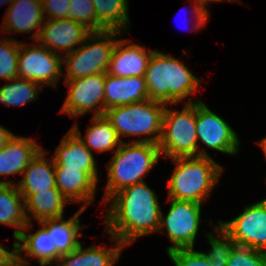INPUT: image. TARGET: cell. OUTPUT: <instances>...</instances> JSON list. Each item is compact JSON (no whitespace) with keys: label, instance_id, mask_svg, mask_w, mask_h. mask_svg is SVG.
Returning <instances> with one entry per match:
<instances>
[{"label":"cell","instance_id":"cb8c5ba5","mask_svg":"<svg viewBox=\"0 0 266 266\" xmlns=\"http://www.w3.org/2000/svg\"><path fill=\"white\" fill-rule=\"evenodd\" d=\"M17 251L19 255L25 251L27 258H37L40 266H52V262L56 263L62 256L53 245L52 235L43 226L33 234L22 231L17 237Z\"/></svg>","mask_w":266,"mask_h":266},{"label":"cell","instance_id":"7c38bea8","mask_svg":"<svg viewBox=\"0 0 266 266\" xmlns=\"http://www.w3.org/2000/svg\"><path fill=\"white\" fill-rule=\"evenodd\" d=\"M196 130L197 139L209 149L229 155L238 154L240 142L237 133L203 101L196 102Z\"/></svg>","mask_w":266,"mask_h":266},{"label":"cell","instance_id":"d590c367","mask_svg":"<svg viewBox=\"0 0 266 266\" xmlns=\"http://www.w3.org/2000/svg\"><path fill=\"white\" fill-rule=\"evenodd\" d=\"M17 253V242L13 243L11 252L0 244V265L7 264Z\"/></svg>","mask_w":266,"mask_h":266},{"label":"cell","instance_id":"836d02e7","mask_svg":"<svg viewBox=\"0 0 266 266\" xmlns=\"http://www.w3.org/2000/svg\"><path fill=\"white\" fill-rule=\"evenodd\" d=\"M41 2L45 20L67 19V12L70 8V0H41Z\"/></svg>","mask_w":266,"mask_h":266},{"label":"cell","instance_id":"ba28073f","mask_svg":"<svg viewBox=\"0 0 266 266\" xmlns=\"http://www.w3.org/2000/svg\"><path fill=\"white\" fill-rule=\"evenodd\" d=\"M170 200V208L165 216L161 212L158 232L166 231L174 245H169L166 252L178 248H194V243L201 221V205L193 201ZM165 229V230H164Z\"/></svg>","mask_w":266,"mask_h":266},{"label":"cell","instance_id":"f546056e","mask_svg":"<svg viewBox=\"0 0 266 266\" xmlns=\"http://www.w3.org/2000/svg\"><path fill=\"white\" fill-rule=\"evenodd\" d=\"M19 41L14 38L0 40V78L10 80L18 77Z\"/></svg>","mask_w":266,"mask_h":266},{"label":"cell","instance_id":"2e32d148","mask_svg":"<svg viewBox=\"0 0 266 266\" xmlns=\"http://www.w3.org/2000/svg\"><path fill=\"white\" fill-rule=\"evenodd\" d=\"M55 169H79L99 180L94 154L70 129L52 156Z\"/></svg>","mask_w":266,"mask_h":266},{"label":"cell","instance_id":"5b68a950","mask_svg":"<svg viewBox=\"0 0 266 266\" xmlns=\"http://www.w3.org/2000/svg\"><path fill=\"white\" fill-rule=\"evenodd\" d=\"M185 101L181 111L165 107L161 137L158 142L163 158L209 156L199 149L196 133V102Z\"/></svg>","mask_w":266,"mask_h":266},{"label":"cell","instance_id":"603a6c76","mask_svg":"<svg viewBox=\"0 0 266 266\" xmlns=\"http://www.w3.org/2000/svg\"><path fill=\"white\" fill-rule=\"evenodd\" d=\"M116 245L106 249L103 246L83 248L82 243L74 250L62 255L55 263L56 266H114L125 248L116 238Z\"/></svg>","mask_w":266,"mask_h":266},{"label":"cell","instance_id":"9c48e42d","mask_svg":"<svg viewBox=\"0 0 266 266\" xmlns=\"http://www.w3.org/2000/svg\"><path fill=\"white\" fill-rule=\"evenodd\" d=\"M42 45H25L19 41L18 77L41 86L56 87L63 76L62 57Z\"/></svg>","mask_w":266,"mask_h":266},{"label":"cell","instance_id":"3957f363","mask_svg":"<svg viewBox=\"0 0 266 266\" xmlns=\"http://www.w3.org/2000/svg\"><path fill=\"white\" fill-rule=\"evenodd\" d=\"M171 160L175 168L167 181L168 198L202 204L218 183L223 167L210 156Z\"/></svg>","mask_w":266,"mask_h":266},{"label":"cell","instance_id":"d6a6232c","mask_svg":"<svg viewBox=\"0 0 266 266\" xmlns=\"http://www.w3.org/2000/svg\"><path fill=\"white\" fill-rule=\"evenodd\" d=\"M174 266H216L202 251L194 248H178L167 253Z\"/></svg>","mask_w":266,"mask_h":266},{"label":"cell","instance_id":"8d00e7d4","mask_svg":"<svg viewBox=\"0 0 266 266\" xmlns=\"http://www.w3.org/2000/svg\"><path fill=\"white\" fill-rule=\"evenodd\" d=\"M15 134L11 133L5 127L0 125V150L13 138Z\"/></svg>","mask_w":266,"mask_h":266},{"label":"cell","instance_id":"ac0fdd59","mask_svg":"<svg viewBox=\"0 0 266 266\" xmlns=\"http://www.w3.org/2000/svg\"><path fill=\"white\" fill-rule=\"evenodd\" d=\"M56 188L68 202H83L80 208H87L94 201L97 182L79 169H55Z\"/></svg>","mask_w":266,"mask_h":266},{"label":"cell","instance_id":"ffe728a7","mask_svg":"<svg viewBox=\"0 0 266 266\" xmlns=\"http://www.w3.org/2000/svg\"><path fill=\"white\" fill-rule=\"evenodd\" d=\"M33 138L14 135L0 150V177L23 174L31 160L42 149Z\"/></svg>","mask_w":266,"mask_h":266},{"label":"cell","instance_id":"44dd1931","mask_svg":"<svg viewBox=\"0 0 266 266\" xmlns=\"http://www.w3.org/2000/svg\"><path fill=\"white\" fill-rule=\"evenodd\" d=\"M48 151L41 149L23 172V178L16 183L20 194H33L56 188L55 167L53 159L47 160Z\"/></svg>","mask_w":266,"mask_h":266},{"label":"cell","instance_id":"1f68e13d","mask_svg":"<svg viewBox=\"0 0 266 266\" xmlns=\"http://www.w3.org/2000/svg\"><path fill=\"white\" fill-rule=\"evenodd\" d=\"M227 266H266V252L235 245L230 253Z\"/></svg>","mask_w":266,"mask_h":266},{"label":"cell","instance_id":"e575fe53","mask_svg":"<svg viewBox=\"0 0 266 266\" xmlns=\"http://www.w3.org/2000/svg\"><path fill=\"white\" fill-rule=\"evenodd\" d=\"M191 4L193 3V11L191 12L193 17L196 19V24L192 25V29H195L196 32L201 29L207 23V18L209 17L208 9L206 8L207 2H221V1H231L239 2V0H190Z\"/></svg>","mask_w":266,"mask_h":266},{"label":"cell","instance_id":"4fadbf2b","mask_svg":"<svg viewBox=\"0 0 266 266\" xmlns=\"http://www.w3.org/2000/svg\"><path fill=\"white\" fill-rule=\"evenodd\" d=\"M90 33L83 24L73 20L47 19L36 42L58 55L60 51L68 54L76 49L74 47L81 45Z\"/></svg>","mask_w":266,"mask_h":266},{"label":"cell","instance_id":"d6986e66","mask_svg":"<svg viewBox=\"0 0 266 266\" xmlns=\"http://www.w3.org/2000/svg\"><path fill=\"white\" fill-rule=\"evenodd\" d=\"M0 224L18 228L13 232L16 240L23 229L30 231L33 227L26 219L24 197L12 180L0 181Z\"/></svg>","mask_w":266,"mask_h":266},{"label":"cell","instance_id":"74e56055","mask_svg":"<svg viewBox=\"0 0 266 266\" xmlns=\"http://www.w3.org/2000/svg\"><path fill=\"white\" fill-rule=\"evenodd\" d=\"M29 261L26 258H22L18 253L7 263L0 266H27Z\"/></svg>","mask_w":266,"mask_h":266},{"label":"cell","instance_id":"30bf717a","mask_svg":"<svg viewBox=\"0 0 266 266\" xmlns=\"http://www.w3.org/2000/svg\"><path fill=\"white\" fill-rule=\"evenodd\" d=\"M105 78L106 73H99L84 78L65 80L70 91L60 112L71 117H78L94 110L93 116L105 115Z\"/></svg>","mask_w":266,"mask_h":266},{"label":"cell","instance_id":"4316f807","mask_svg":"<svg viewBox=\"0 0 266 266\" xmlns=\"http://www.w3.org/2000/svg\"><path fill=\"white\" fill-rule=\"evenodd\" d=\"M99 31H127L129 13L127 0H92ZM128 24V25H127Z\"/></svg>","mask_w":266,"mask_h":266},{"label":"cell","instance_id":"9a60e30c","mask_svg":"<svg viewBox=\"0 0 266 266\" xmlns=\"http://www.w3.org/2000/svg\"><path fill=\"white\" fill-rule=\"evenodd\" d=\"M45 22L41 0H13L3 19L2 31L9 33H31L32 40H37Z\"/></svg>","mask_w":266,"mask_h":266},{"label":"cell","instance_id":"5bb4252c","mask_svg":"<svg viewBox=\"0 0 266 266\" xmlns=\"http://www.w3.org/2000/svg\"><path fill=\"white\" fill-rule=\"evenodd\" d=\"M155 50H146L128 39H117L107 74L118 77L145 76L148 62Z\"/></svg>","mask_w":266,"mask_h":266},{"label":"cell","instance_id":"7a4b0ae2","mask_svg":"<svg viewBox=\"0 0 266 266\" xmlns=\"http://www.w3.org/2000/svg\"><path fill=\"white\" fill-rule=\"evenodd\" d=\"M145 81L150 100L167 105L177 104L198 91L201 80L197 78L184 61L154 51L148 62Z\"/></svg>","mask_w":266,"mask_h":266},{"label":"cell","instance_id":"d4e9b609","mask_svg":"<svg viewBox=\"0 0 266 266\" xmlns=\"http://www.w3.org/2000/svg\"><path fill=\"white\" fill-rule=\"evenodd\" d=\"M85 209L80 208L73 217L65 220L64 217L57 219H48L40 222L50 235H52L53 245H56L57 251L61 254H67L74 251L79 244V237L84 225L80 226L78 217Z\"/></svg>","mask_w":266,"mask_h":266},{"label":"cell","instance_id":"f35d334b","mask_svg":"<svg viewBox=\"0 0 266 266\" xmlns=\"http://www.w3.org/2000/svg\"><path fill=\"white\" fill-rule=\"evenodd\" d=\"M258 146L262 149L265 158H266V136L264 138H262L260 140V142H258Z\"/></svg>","mask_w":266,"mask_h":266},{"label":"cell","instance_id":"ab89813d","mask_svg":"<svg viewBox=\"0 0 266 266\" xmlns=\"http://www.w3.org/2000/svg\"><path fill=\"white\" fill-rule=\"evenodd\" d=\"M13 2V0H0V5L2 4H10Z\"/></svg>","mask_w":266,"mask_h":266},{"label":"cell","instance_id":"7402d4cb","mask_svg":"<svg viewBox=\"0 0 266 266\" xmlns=\"http://www.w3.org/2000/svg\"><path fill=\"white\" fill-rule=\"evenodd\" d=\"M21 195L24 197L25 215L28 222L32 223V217L39 223L64 217V209L68 200L57 188ZM29 213L32 217L28 215Z\"/></svg>","mask_w":266,"mask_h":266},{"label":"cell","instance_id":"83f0119b","mask_svg":"<svg viewBox=\"0 0 266 266\" xmlns=\"http://www.w3.org/2000/svg\"><path fill=\"white\" fill-rule=\"evenodd\" d=\"M42 91V86L24 79H10L0 88V103L6 106H24L28 102L37 100L38 92Z\"/></svg>","mask_w":266,"mask_h":266},{"label":"cell","instance_id":"f1b7e54d","mask_svg":"<svg viewBox=\"0 0 266 266\" xmlns=\"http://www.w3.org/2000/svg\"><path fill=\"white\" fill-rule=\"evenodd\" d=\"M214 231L215 234L210 232L205 234L211 249L208 252L203 251V253L209 258L210 263H214L216 266H227L230 253L236 243L220 224L215 225Z\"/></svg>","mask_w":266,"mask_h":266},{"label":"cell","instance_id":"484cf974","mask_svg":"<svg viewBox=\"0 0 266 266\" xmlns=\"http://www.w3.org/2000/svg\"><path fill=\"white\" fill-rule=\"evenodd\" d=\"M70 129L79 137L89 150L93 149L98 153L111 150L114 151L115 149L117 150L122 143L112 126V123L105 115L92 117V126H89L86 129L84 138H82L76 123Z\"/></svg>","mask_w":266,"mask_h":266},{"label":"cell","instance_id":"e0dca14e","mask_svg":"<svg viewBox=\"0 0 266 266\" xmlns=\"http://www.w3.org/2000/svg\"><path fill=\"white\" fill-rule=\"evenodd\" d=\"M105 111L107 109L148 100L145 76L118 77L106 73Z\"/></svg>","mask_w":266,"mask_h":266},{"label":"cell","instance_id":"6da1fadb","mask_svg":"<svg viewBox=\"0 0 266 266\" xmlns=\"http://www.w3.org/2000/svg\"><path fill=\"white\" fill-rule=\"evenodd\" d=\"M106 202L111 203L104 215L105 232L124 246L158 232L162 211L157 194L146 182L125 187Z\"/></svg>","mask_w":266,"mask_h":266},{"label":"cell","instance_id":"52a82bcc","mask_svg":"<svg viewBox=\"0 0 266 266\" xmlns=\"http://www.w3.org/2000/svg\"><path fill=\"white\" fill-rule=\"evenodd\" d=\"M121 34L118 31L91 32L80 47L63 56L65 80L107 73L113 49Z\"/></svg>","mask_w":266,"mask_h":266},{"label":"cell","instance_id":"8fae6325","mask_svg":"<svg viewBox=\"0 0 266 266\" xmlns=\"http://www.w3.org/2000/svg\"><path fill=\"white\" fill-rule=\"evenodd\" d=\"M236 245L266 252V199L248 205L230 221H218Z\"/></svg>","mask_w":266,"mask_h":266},{"label":"cell","instance_id":"8992f818","mask_svg":"<svg viewBox=\"0 0 266 266\" xmlns=\"http://www.w3.org/2000/svg\"><path fill=\"white\" fill-rule=\"evenodd\" d=\"M166 106L165 103L148 99L107 109L105 116L112 123L121 142H125L122 136L147 135L148 138H139L134 142L158 144Z\"/></svg>","mask_w":266,"mask_h":266},{"label":"cell","instance_id":"4dcf8cb0","mask_svg":"<svg viewBox=\"0 0 266 266\" xmlns=\"http://www.w3.org/2000/svg\"><path fill=\"white\" fill-rule=\"evenodd\" d=\"M67 19L83 24L91 32H98V21L92 0H70Z\"/></svg>","mask_w":266,"mask_h":266},{"label":"cell","instance_id":"277c9868","mask_svg":"<svg viewBox=\"0 0 266 266\" xmlns=\"http://www.w3.org/2000/svg\"><path fill=\"white\" fill-rule=\"evenodd\" d=\"M161 156L158 144L122 142L107 166L108 181L102 203L123 188L144 182V176Z\"/></svg>","mask_w":266,"mask_h":266}]
</instances>
